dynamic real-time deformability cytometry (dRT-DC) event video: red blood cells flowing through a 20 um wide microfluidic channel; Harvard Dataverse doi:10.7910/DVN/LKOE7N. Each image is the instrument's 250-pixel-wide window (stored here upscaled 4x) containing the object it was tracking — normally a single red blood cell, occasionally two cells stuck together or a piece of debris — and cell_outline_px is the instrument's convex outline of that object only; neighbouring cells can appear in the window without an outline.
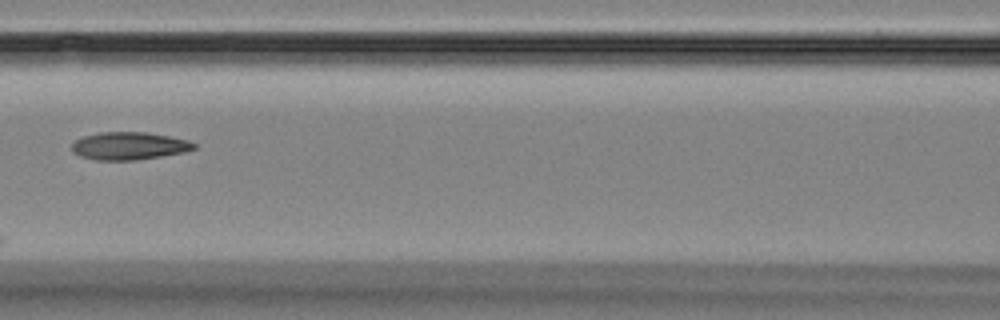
{"species": "Egyptian fruit bat (a non-hibernating species)", "species_latin": "Rousettus aegyptiacus", "temperature_condition": "room temperature", "stored_images_in_passage": 14, "camera_frame_rate_fps": 3000, "um_per_image_px": 0.085, "animal": {"sex": "female"}, "frame": {"image": 1, "passage_image": 6, "time_ms": 6.667, "image_size_px": [1000, 320], "cell_outline_px": [[196, 148], [184, 152], [136, 160], [96, 160], [80, 156], [72, 152], [72, 144], [76, 140], [84, 136], [100, 132], [144, 132], [168, 136], [188, 140], [196, 144]], "centroid_in_image_um": [10.96, 12.4], "position_along_channel_um": 155.6, "area_um2": 19.59}}
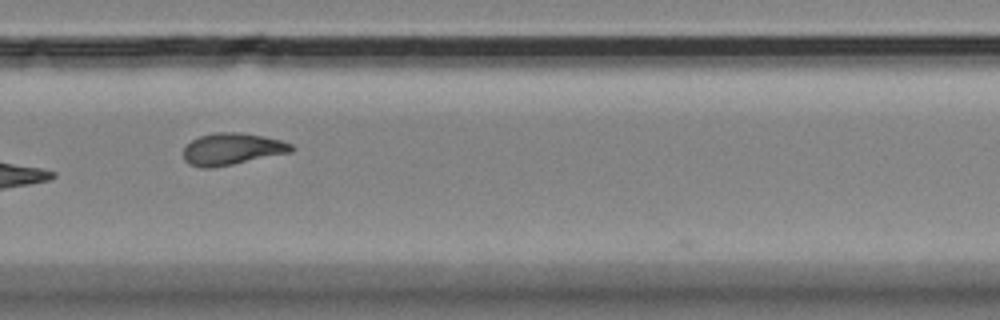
{"frame": {"image": 2, "passage_image": 10, "time_ms": 11.0, "image_size_px": [1000, 320], "cell_outline_px": [[296, 148], [292, 152], [212, 168], [200, 168], [188, 164], [184, 160], [184, 148], [192, 140], [200, 136], [216, 132], [240, 132], [264, 136], [280, 140], [292, 144]], "centroid_in_image_um": [19.73, 12.67], "position_along_channel_um": 310.1, "area_um2": 20.06}}
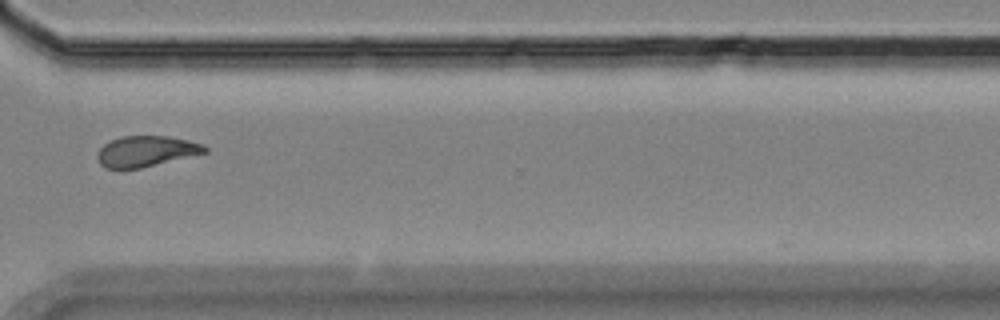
{"frame": {"image": 3, "passage_image": 11, "time_ms": 12.333, "image_size_px": [1000, 320], "cell_outline_px": [[208, 152], [140, 168], [104, 168], [100, 164], [96, 156], [100, 148], [104, 144], [120, 136], [168, 136], [188, 140], [204, 144], [208, 148]], "centroid_in_image_um": [12.43, 12.85], "position_along_channel_um": 358.2, "area_um2": 19.19}}